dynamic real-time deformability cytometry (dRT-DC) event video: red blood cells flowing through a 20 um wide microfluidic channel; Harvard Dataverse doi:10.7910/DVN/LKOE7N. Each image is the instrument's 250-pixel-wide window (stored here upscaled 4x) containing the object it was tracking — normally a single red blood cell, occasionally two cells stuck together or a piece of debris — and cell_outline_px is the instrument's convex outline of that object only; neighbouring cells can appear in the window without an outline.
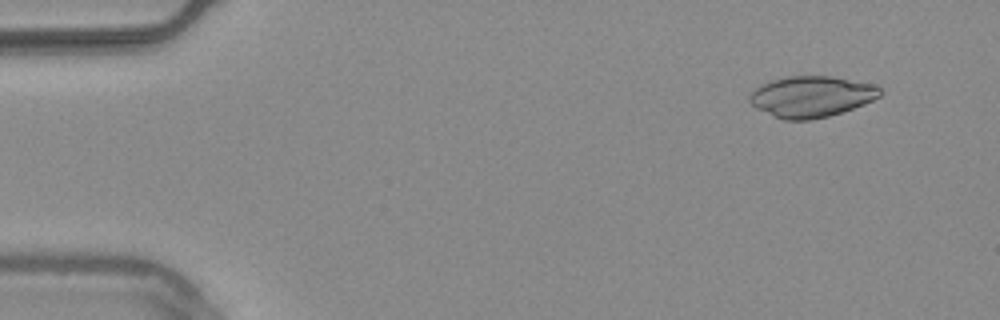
{"species": "common noctule bat (a hibernating species)", "species_latin": "Nyctalus noctula", "temperature_condition": "warm", "stored_images_in_passage": 54, "camera_frame_rate_fps": 3000, "um_per_image_px": 0.085, "animal": {"sex": "male", "body_mass_g": 20.4}, "frame": {"image": 1, "passage_image": 5, "time_ms": 1.333, "image_size_px": [1000, 320], "cell_outline_px": [[884, 92], [880, 96], [864, 104], [828, 116], [808, 120], [784, 120], [756, 108], [748, 100], [748, 92], [760, 84], [784, 76], [832, 76], [872, 84], [880, 88]], "centroid_in_image_um": [68.92, 8.2], "position_along_channel_um": 16.1, "area_um2": 31.27}}